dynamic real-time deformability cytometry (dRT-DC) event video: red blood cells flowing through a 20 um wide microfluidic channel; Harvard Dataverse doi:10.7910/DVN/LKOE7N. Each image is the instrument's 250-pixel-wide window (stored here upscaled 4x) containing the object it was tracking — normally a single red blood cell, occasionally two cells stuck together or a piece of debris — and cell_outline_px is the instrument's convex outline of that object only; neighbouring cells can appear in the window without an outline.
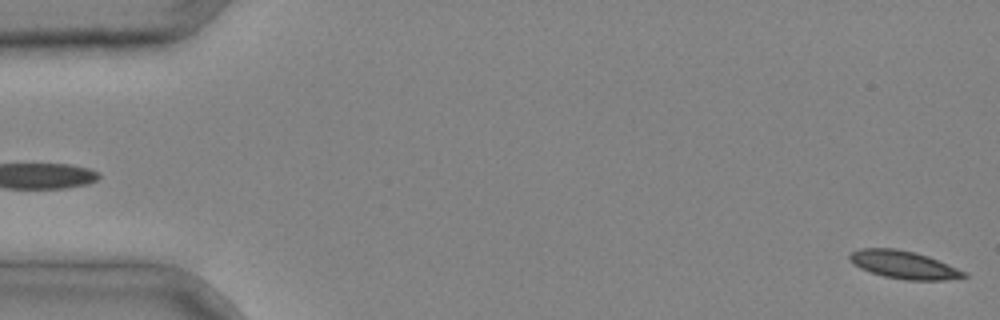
{"species": "common noctule bat (a hibernating species)", "species_latin": "Nyctalus noctula", "temperature_condition": "cold", "stored_images_in_passage": 4, "camera_frame_rate_fps": 3000, "um_per_image_px": 0.085, "animal": {"sex": "male", "body_mass_g": 20.4}, "frame": {"image": 1, "passage_image": 4, "time_ms": 1.0, "image_size_px": [1000, 320], "cell_outline_px": [[968, 276], [944, 280], [908, 280], [884, 276], [860, 268], [848, 256], [852, 252], [860, 248], [896, 248], [928, 256], [968, 272]], "centroid_in_image_um": [76.87, 22.5], "position_along_channel_um": 8.1, "area_um2": 18.26}}